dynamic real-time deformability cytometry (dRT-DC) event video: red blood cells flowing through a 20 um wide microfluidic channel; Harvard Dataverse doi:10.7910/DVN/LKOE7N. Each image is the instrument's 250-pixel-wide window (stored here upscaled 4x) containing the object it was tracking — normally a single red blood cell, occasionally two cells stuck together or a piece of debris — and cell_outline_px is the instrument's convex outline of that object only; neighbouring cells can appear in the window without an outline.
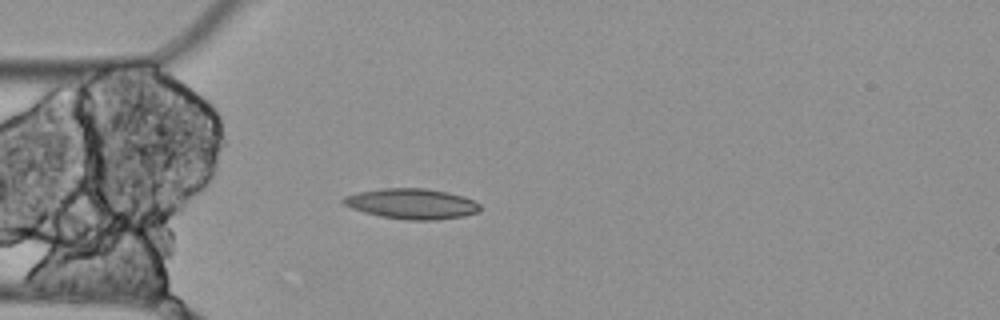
{"species": "Egyptian fruit bat (a non-hibernating species)", "species_latin": "Rousettus aegyptiacus", "temperature_condition": "cold", "stored_images_in_passage": 4, "camera_frame_rate_fps": 3000, "um_per_image_px": 0.085, "animal": {"sex": "female"}, "frame": {"image": 1, "passage_image": 4, "time_ms": 1.0, "image_size_px": [1000, 320], "cell_outline_px": [[480, 208], [476, 212], [464, 216], [436, 220], [404, 220], [380, 216], [364, 212], [352, 208], [344, 204], [340, 200], [344, 196], [360, 192], [380, 188], [424, 188], [448, 192], [464, 196], [480, 204]], "centroid_in_image_um": [34.99, 17.32], "position_along_channel_um": 50.0, "area_um2": 24.22}}